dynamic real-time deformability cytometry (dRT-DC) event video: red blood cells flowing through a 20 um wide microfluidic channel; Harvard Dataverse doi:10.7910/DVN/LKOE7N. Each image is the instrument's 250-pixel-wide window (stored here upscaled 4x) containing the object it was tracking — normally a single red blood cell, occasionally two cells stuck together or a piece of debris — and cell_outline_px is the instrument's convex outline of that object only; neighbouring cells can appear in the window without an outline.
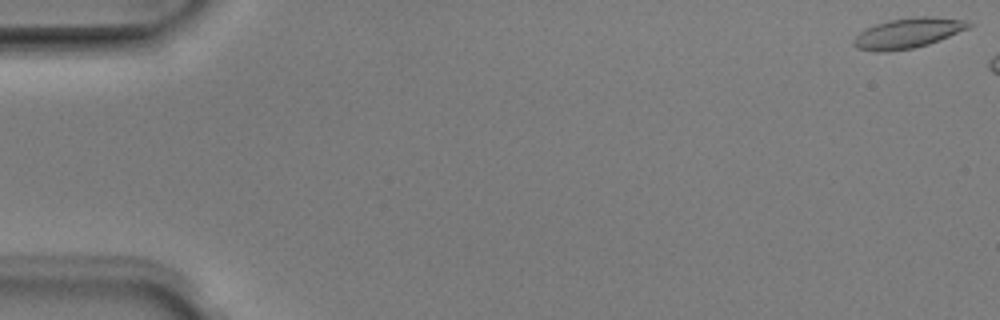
{"species": "Egyptian fruit bat (a non-hibernating species)", "species_latin": "Rousettus aegyptiacus", "temperature_condition": "room temperature", "stored_images_in_passage": 45, "camera_frame_rate_fps": 3000, "um_per_image_px": 0.085, "animal": {"sex": "male"}, "frame": {"image": 1, "passage_image": 1, "time_ms": 0.0, "image_size_px": [1000, 320], "cell_outline_px": [[972, 24], [968, 28], [928, 44], [912, 48], [888, 52], [872, 52], [856, 48], [852, 44], [852, 40], [860, 32], [876, 24], [888, 20], [916, 16], [928, 16], [972, 20]], "centroid_in_image_um": [77.16, 2.81], "position_along_channel_um": 7.8, "area_um2": 20.29}}
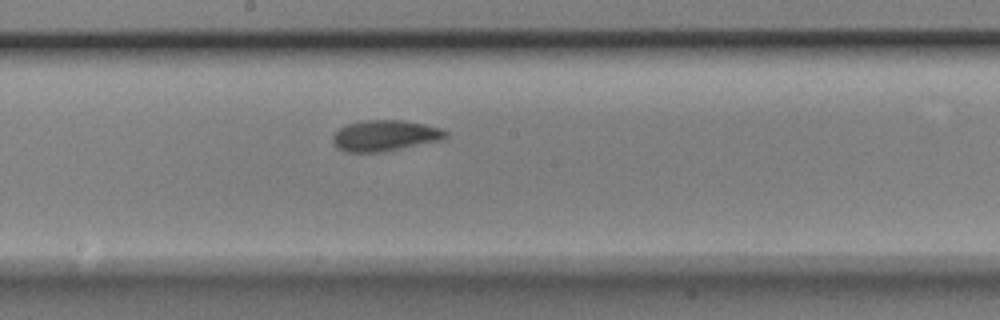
{"frame": {"image": 2, "passage_image": 28, "time_ms": 9.0, "image_size_px": [1000, 320], "cell_outline_px": [[448, 136], [444, 140], [380, 152], [348, 152], [336, 148], [332, 140], [332, 136], [344, 124], [368, 120], [404, 120], [444, 128], [448, 132]], "centroid_in_image_um": [32.76, 11.52], "position_along_channel_um": 215.4, "area_um2": 20.58}}
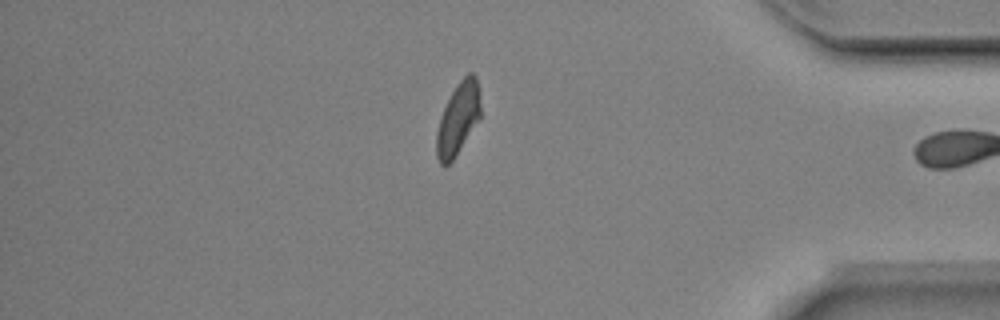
{"frame": {"image": 3, "passage_image": 44, "time_ms": 14.333, "image_size_px": [1000, 320], "cell_outline_px": [[480, 120], [452, 160], [448, 164], [440, 164], [436, 156], [436, 132], [440, 116], [456, 84], [468, 72], [472, 72], [476, 76], [480, 88]], "centroid_in_image_um": [38.95, 10.05], "position_along_channel_um": 396.2, "area_um2": 18.61}, "authors_computed_cell_mechanics": {"area_um2": 19.7098, "velocity_mm_per_s": 3.9488, "shape_relaxation_time_tau1_ms": 3.041, "shape_relaxation_time_tau2_ms": 2.1933, "deformation_change_tau1": 0.1422, "deformation_change_tau2": 0.0834}}